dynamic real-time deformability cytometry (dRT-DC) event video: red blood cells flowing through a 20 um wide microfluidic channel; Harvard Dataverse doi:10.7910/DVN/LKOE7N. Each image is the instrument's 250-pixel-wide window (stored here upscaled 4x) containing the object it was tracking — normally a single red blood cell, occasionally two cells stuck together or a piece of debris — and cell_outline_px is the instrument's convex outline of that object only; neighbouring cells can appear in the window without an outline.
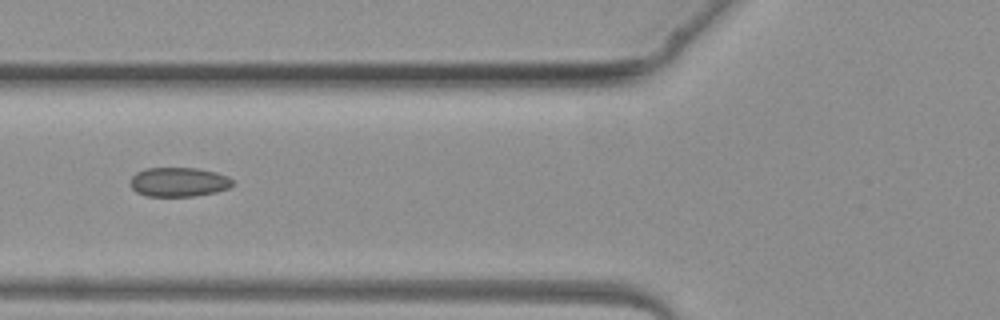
{"species": "common noctule bat (a hibernating species)", "species_latin": "Nyctalus noctula", "temperature_condition": "warm", "stored_images_in_passage": 5, "camera_frame_rate_fps": 3000, "um_per_image_px": 0.085, "animal": {"sex": "female", "body_mass_g": 19.3, "forearm_length_mm": 54.1}, "frame": {"image": 1, "passage_image": 5, "time_ms": 4.667, "image_size_px": [1000, 320], "cell_outline_px": [[232, 184], [228, 188], [216, 192], [192, 196], [144, 196], [136, 192], [128, 184], [128, 180], [136, 172], [144, 168], [196, 168], [216, 172], [228, 176], [232, 180]], "centroid_in_image_um": [15.12, 15.47], "position_along_channel_um": 110.7, "area_um2": 17.63}}